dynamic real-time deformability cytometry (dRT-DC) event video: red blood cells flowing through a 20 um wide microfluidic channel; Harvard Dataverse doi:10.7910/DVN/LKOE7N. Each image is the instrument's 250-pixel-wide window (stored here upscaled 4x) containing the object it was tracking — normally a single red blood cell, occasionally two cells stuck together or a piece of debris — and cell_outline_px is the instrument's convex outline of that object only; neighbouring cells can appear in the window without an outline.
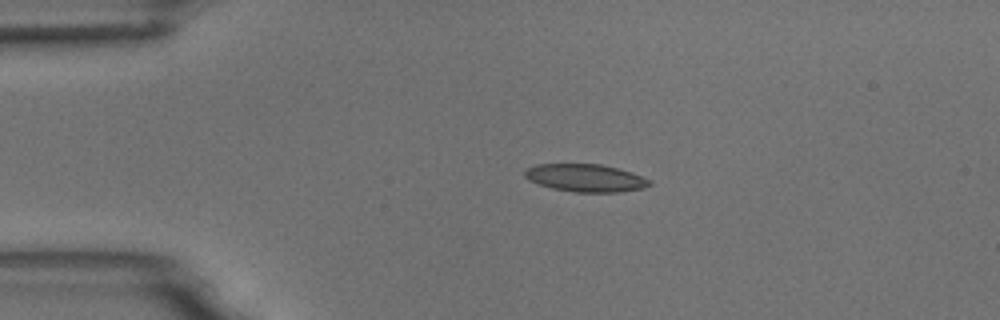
{"species": "common noctule bat (a hibernating species)", "species_latin": "Nyctalus noctula", "temperature_condition": "room temperature", "stored_images_in_passage": 4, "camera_frame_rate_fps": 3000, "um_per_image_px": 0.085, "animal": {"sex": "male", "body_mass_g": 18.8}, "frame": {"image": 1, "passage_image": 3, "time_ms": 2.333, "image_size_px": [1000, 320], "cell_outline_px": [[652, 184], [644, 188], [620, 192], [576, 192], [552, 188], [528, 180], [524, 176], [524, 172], [528, 168], [536, 164], [600, 164], [632, 172], [652, 180]], "centroid_in_image_um": [49.8, 15.12], "position_along_channel_um": 35.2, "area_um2": 20.11}}